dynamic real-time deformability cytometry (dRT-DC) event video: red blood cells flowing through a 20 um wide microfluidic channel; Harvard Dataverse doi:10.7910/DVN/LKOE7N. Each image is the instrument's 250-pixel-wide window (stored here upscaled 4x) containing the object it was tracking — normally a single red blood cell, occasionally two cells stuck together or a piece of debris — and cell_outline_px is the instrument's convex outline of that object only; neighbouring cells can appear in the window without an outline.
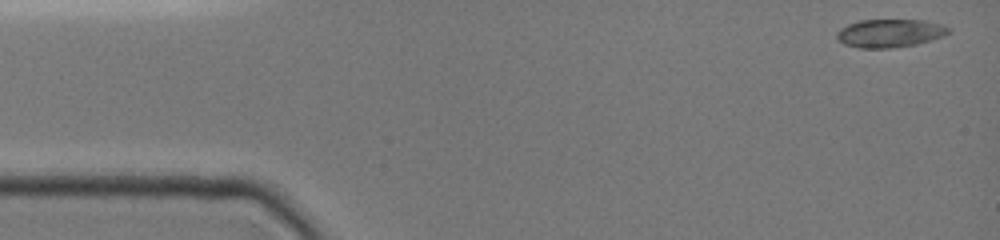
{"species": "common noctule bat (a hibernating species)", "species_latin": "Nyctalus noctula", "temperature_condition": "cold", "stored_images_in_passage": 7, "camera_frame_rate_fps": 3000, "um_per_image_px": 0.085, "animal": {"sex": "female", "body_mass_g": 19.0, "forearm_length_mm": 51.5}, "frame": {"image": 1, "passage_image": 1, "time_ms": 0.0, "image_size_px": [1000, 240], "cell_outline_px": [[952, 28], [944, 36], [916, 44], [888, 48], [856, 48], [844, 44], [836, 40], [836, 32], [840, 28], [848, 24], [860, 20], [924, 20], [940, 24]], "centroid_in_image_um": [75.59, 2.82], "position_along_channel_um": 9.4, "area_um2": 18.44}}
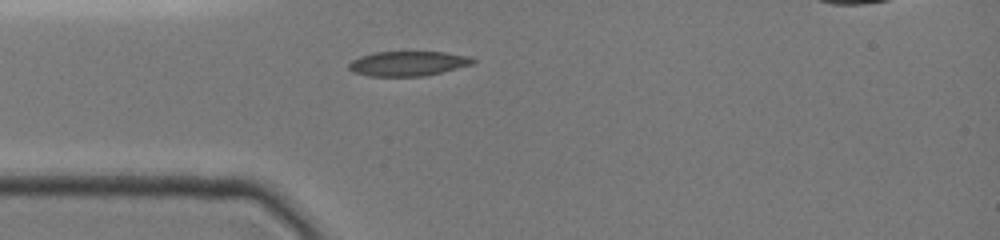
{"frame": {"image": 2, "passage_image": 6, "time_ms": 1.667, "image_size_px": [1000, 240], "cell_outline_px": [[476, 60], [472, 64], [440, 72], [420, 76], [368, 76], [356, 72], [348, 68], [348, 64], [352, 60], [360, 56], [376, 52], [444, 52], [472, 56]], "centroid_in_image_um": [34.68, 5.39], "position_along_channel_um": 50.3, "area_um2": 17.69}}